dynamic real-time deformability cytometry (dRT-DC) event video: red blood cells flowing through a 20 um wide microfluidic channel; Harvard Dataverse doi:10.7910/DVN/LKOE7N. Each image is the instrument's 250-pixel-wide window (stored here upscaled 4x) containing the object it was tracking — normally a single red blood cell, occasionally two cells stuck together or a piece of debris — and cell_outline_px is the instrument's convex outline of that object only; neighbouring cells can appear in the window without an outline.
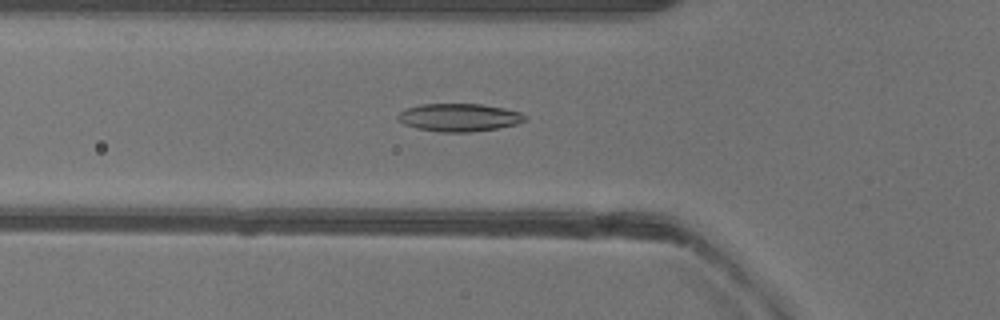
{"species": "common noctule bat (a hibernating species)", "species_latin": "Nyctalus noctula", "temperature_condition": "warm", "stored_images_in_passage": 52, "camera_frame_rate_fps": 3000, "um_per_image_px": 0.085, "animal": {"sex": "female"}, "frame": {"image": 1, "passage_image": 18, "time_ms": 5.667, "image_size_px": [1000, 320], "cell_outline_px": [[528, 116], [524, 120], [516, 124], [496, 128], [468, 132], [440, 132], [416, 128], [404, 124], [396, 116], [400, 112], [408, 108], [420, 104], [480, 104], [504, 108], [520, 112]], "centroid_in_image_um": [39.02, 9.98], "position_along_channel_um": 86.8, "area_um2": 20.46}}
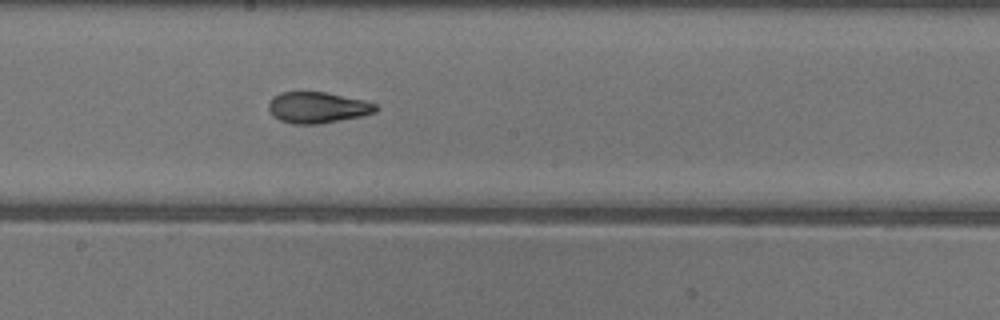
{"frame": {"image": 2, "passage_image": 28, "time_ms": 9.0, "image_size_px": [1000, 320], "cell_outline_px": [[380, 108], [376, 112], [364, 116], [320, 124], [292, 124], [280, 120], [268, 108], [268, 104], [272, 96], [280, 92], [300, 88], [328, 92], [364, 100], [376, 104]], "centroid_in_image_um": [26.99, 9.09], "position_along_channel_um": 221.2, "area_um2": 20.35}}
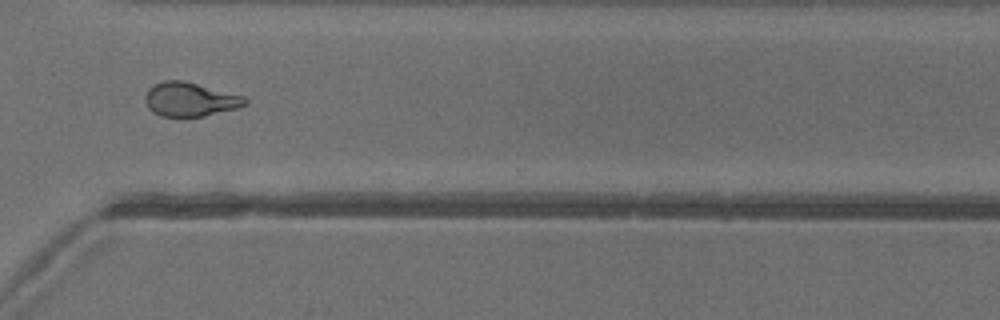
{"frame": {"image": 3, "passage_image": 38, "time_ms": 12.333, "image_size_px": [1000, 320], "cell_outline_px": [[248, 104], [236, 108], [204, 116], [160, 116], [152, 112], [148, 108], [144, 100], [144, 96], [148, 88], [164, 80], [184, 80], [244, 96], [248, 100]], "centroid_in_image_um": [16.13, 8.44], "position_along_channel_um": 354.5, "area_um2": 19.83}, "authors_computed_cell_mechanics": {"area_um2": 20.0855, "velocity_mm_per_s": 4.0117, "shape_relaxation_time_tau1_ms": 6.4331, "shape_relaxation_time_tau2_ms": 2.101, "deformation_change_tau1": 0.2097, "deformation_change_tau2": 0.0943}}